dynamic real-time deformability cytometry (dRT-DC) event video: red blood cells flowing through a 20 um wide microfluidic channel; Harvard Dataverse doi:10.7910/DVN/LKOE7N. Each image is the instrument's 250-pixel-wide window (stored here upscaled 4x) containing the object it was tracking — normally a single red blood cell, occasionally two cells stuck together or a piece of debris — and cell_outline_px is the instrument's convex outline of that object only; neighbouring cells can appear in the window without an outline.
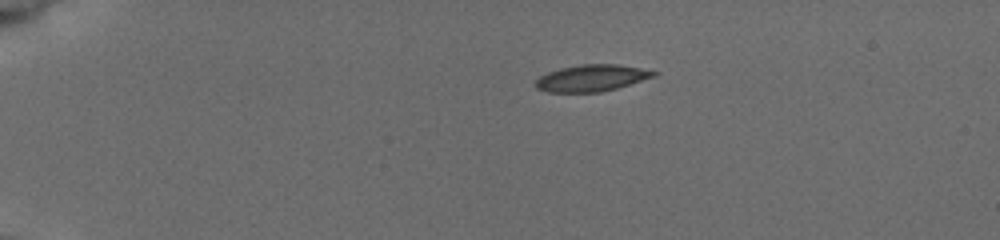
{"species": "common noctule bat (a hibernating species)", "species_latin": "Nyctalus noctula", "temperature_condition": "cold", "stored_images_in_passage": 4, "camera_frame_rate_fps": 3000, "um_per_image_px": 0.085, "animal": {"sex": "female", "body_mass_g": 19.5, "forearm_length_mm": 54.1}, "frame": {"image": 1, "passage_image": 1, "time_ms": 0.0, "image_size_px": [1000, 240], "cell_outline_px": [[660, 72], [656, 76], [616, 88], [600, 92], [548, 92], [536, 88], [536, 80], [540, 76], [548, 72], [560, 68], [580, 64], [616, 64], [640, 68]], "centroid_in_image_um": [50.29, 6.63], "position_along_channel_um": 34.7, "area_um2": 18.26}}
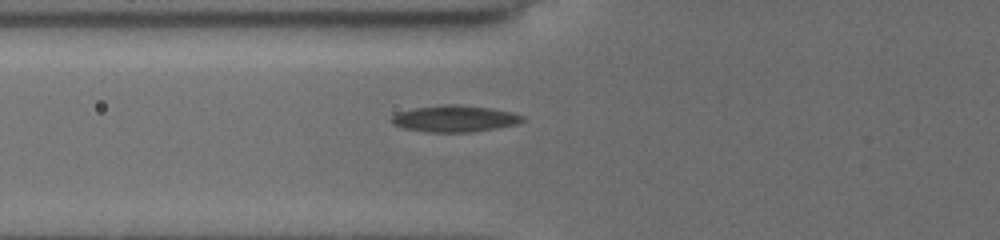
{"frame": {"image": 2, "passage_image": 4, "time_ms": 3.333, "image_size_px": [1000, 240], "cell_outline_px": [[524, 120], [516, 124], [468, 132], [428, 132], [404, 128], [392, 124], [388, 120], [392, 116], [400, 112], [416, 108], [444, 104], [456, 104], [492, 108], [512, 112], [524, 116]], "centroid_in_image_um": [38.62, 10.08], "position_along_channel_um": 87.2, "area_um2": 20.06}}